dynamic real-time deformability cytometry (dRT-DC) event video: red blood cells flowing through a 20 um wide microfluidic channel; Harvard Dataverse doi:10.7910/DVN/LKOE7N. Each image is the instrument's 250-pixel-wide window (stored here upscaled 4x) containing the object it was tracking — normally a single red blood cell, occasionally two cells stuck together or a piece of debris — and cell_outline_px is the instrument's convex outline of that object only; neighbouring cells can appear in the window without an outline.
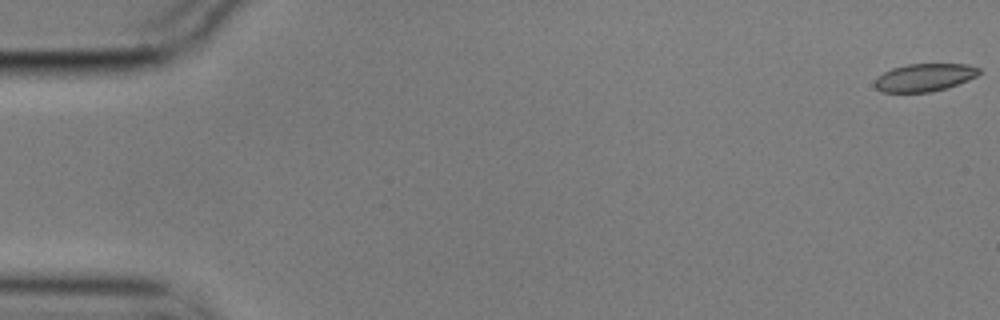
{"species": "common noctule bat (a hibernating species)", "species_latin": "Nyctalus noctula", "temperature_condition": "cold", "stored_images_in_passage": 57, "camera_frame_rate_fps": 3000, "um_per_image_px": 0.085, "animal": {"sex": "male", "body_mass_g": 17.9}, "frame": {"image": 1, "passage_image": 1, "time_ms": 0.0, "image_size_px": [1000, 320], "cell_outline_px": [[980, 72], [976, 76], [968, 80], [948, 88], [932, 92], [880, 92], [876, 88], [876, 80], [884, 72], [892, 68], [908, 64], [968, 64], [980, 68]], "centroid_in_image_um": [78.61, 6.59], "position_along_channel_um": 6.4, "area_um2": 16.82}}
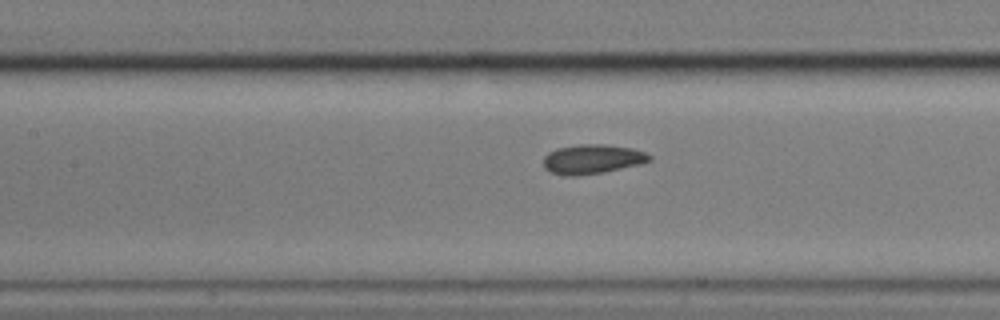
{"frame": {"image": 2, "passage_image": 26, "time_ms": 8.333, "image_size_px": [1000, 320], "cell_outline_px": [[652, 160], [644, 164], [604, 172], [576, 176], [564, 176], [552, 172], [544, 168], [544, 156], [548, 152], [556, 148], [580, 144], [604, 144], [632, 148], [644, 152], [652, 156]], "centroid_in_image_um": [50.37, 13.53], "position_along_channel_um": 157.0, "area_um2": 18.44}}
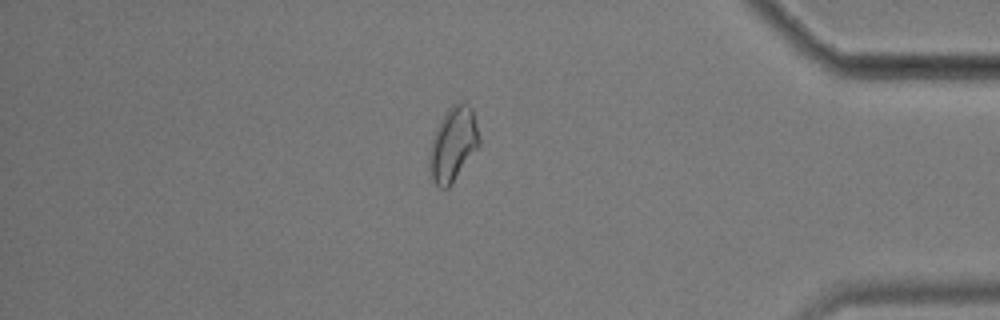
{"frame": {"image": 3, "passage_image": 49, "time_ms": 16.0, "image_size_px": [1000, 320], "cell_outline_px": [[480, 144], [452, 184], [448, 188], [440, 188], [432, 180], [428, 168], [428, 152], [432, 140], [440, 120], [444, 112], [452, 104], [460, 100], [464, 100], [472, 108], [480, 140]], "centroid_in_image_um": [38.49, 12.24], "position_along_channel_um": 396.7, "area_um2": 21.79}, "authors_computed_cell_mechanics": {"area_um2": 18.207, "velocity_mm_per_s": 3.5307, "shape_relaxation_time_tau1_ms": null, "shape_relaxation_time_tau2_ms": 3.106, "deformation_change_tau1": null, "deformation_change_tau2": 0.0682}}